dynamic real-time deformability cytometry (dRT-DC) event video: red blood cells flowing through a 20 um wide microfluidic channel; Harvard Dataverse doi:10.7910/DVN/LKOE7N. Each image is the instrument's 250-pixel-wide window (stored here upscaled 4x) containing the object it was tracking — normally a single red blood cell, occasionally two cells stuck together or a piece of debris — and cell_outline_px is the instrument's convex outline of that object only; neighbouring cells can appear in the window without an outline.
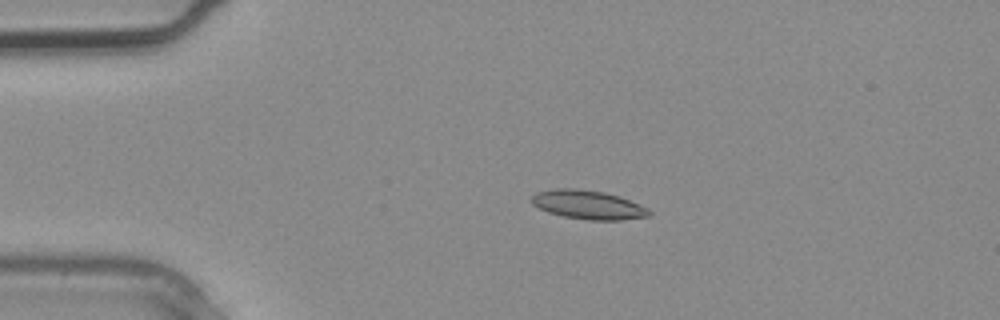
{"species": "common noctule bat (a hibernating species)", "species_latin": "Nyctalus noctula", "temperature_condition": "warm", "stored_images_in_passage": 1, "camera_frame_rate_fps": 3000, "um_per_image_px": 0.085, "animal": {"sex": "male", "body_mass_g": 20.4}, "frame": {"image": 1, "passage_image": 1, "time_ms": 0.0, "image_size_px": [1000, 320], "cell_outline_px": [[652, 216], [620, 220], [588, 220], [564, 216], [548, 212], [532, 204], [532, 196], [536, 192], [556, 188], [576, 188], [604, 192], [620, 196], [648, 208], [652, 212]], "centroid_in_image_um": [50.02, 17.4], "position_along_channel_um": 35.0, "area_um2": 19.83}}